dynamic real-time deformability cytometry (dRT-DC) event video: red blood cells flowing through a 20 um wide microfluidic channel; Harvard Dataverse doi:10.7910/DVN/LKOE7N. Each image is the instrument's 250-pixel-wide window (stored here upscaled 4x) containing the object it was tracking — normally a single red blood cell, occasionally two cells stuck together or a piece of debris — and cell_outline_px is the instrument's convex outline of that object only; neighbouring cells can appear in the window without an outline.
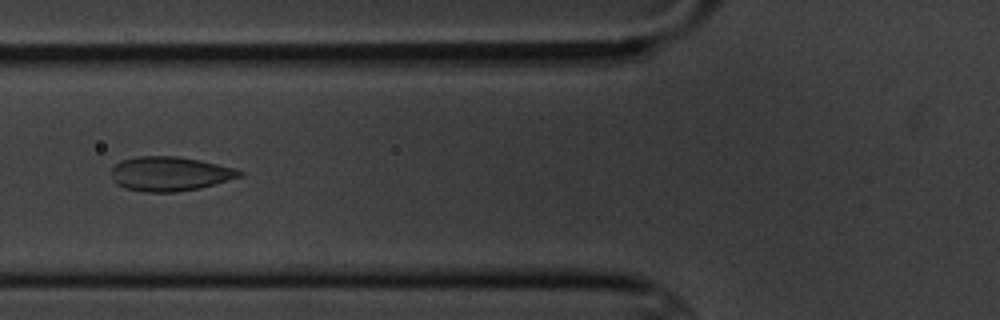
{"species": "common noctule bat (a hibernating species)", "species_latin": "Nyctalus noctula", "temperature_condition": "cold", "stored_images_in_passage": 9, "camera_frame_rate_fps": 3000, "um_per_image_px": 0.085, "animal": {"sex": "male", "body_mass_g": 20.1, "forearm_length_mm": 53.5}, "frame": {"image": 1, "passage_image": 6, "time_ms": 6.0, "image_size_px": [1000, 320], "cell_outline_px": [[244, 176], [200, 188], [172, 192], [144, 192], [124, 188], [116, 184], [112, 180], [112, 168], [120, 160], [136, 156], [176, 156], [200, 160], [236, 168], [244, 172]], "centroid_in_image_um": [14.44, 14.77], "position_along_channel_um": 111.4, "area_um2": 25.89}}
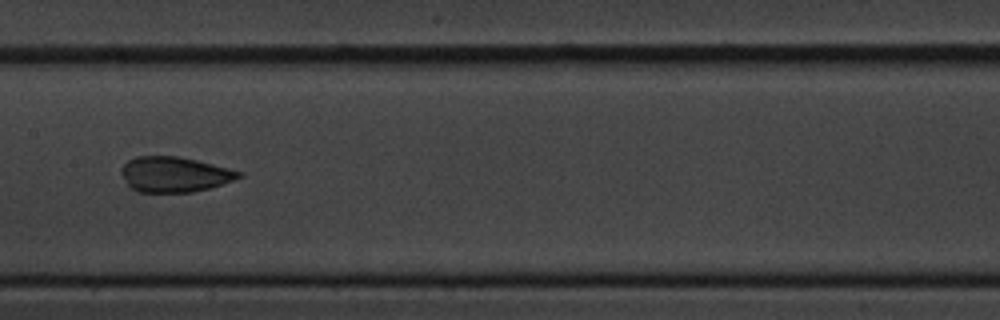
{"frame": {"image": 2, "passage_image": 8, "time_ms": 8.333, "image_size_px": [1000, 320], "cell_outline_px": [[244, 176], [208, 188], [192, 192], [140, 192], [132, 188], [128, 184], [120, 172], [120, 168], [128, 160], [136, 156], [180, 156], [244, 172]], "centroid_in_image_um": [14.82, 14.81], "position_along_channel_um": 192.6, "area_um2": 24.04}}
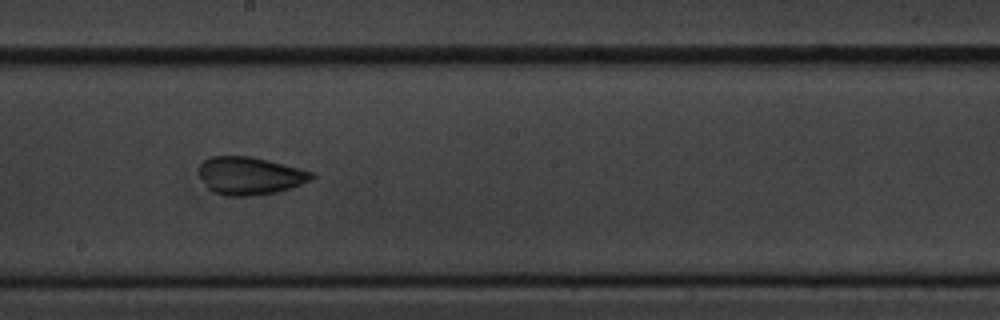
{"frame": {"image": 3, "passage_image": 9, "time_ms": 9.333, "image_size_px": [1000, 320], "cell_outline_px": [[316, 176], [292, 188], [276, 192], [248, 196], [228, 196], [216, 192], [208, 188], [200, 176], [200, 164], [204, 160], [212, 156], [252, 156], [316, 172]], "centroid_in_image_um": [21.27, 14.93], "position_along_channel_um": 226.9, "area_um2": 24.68}}